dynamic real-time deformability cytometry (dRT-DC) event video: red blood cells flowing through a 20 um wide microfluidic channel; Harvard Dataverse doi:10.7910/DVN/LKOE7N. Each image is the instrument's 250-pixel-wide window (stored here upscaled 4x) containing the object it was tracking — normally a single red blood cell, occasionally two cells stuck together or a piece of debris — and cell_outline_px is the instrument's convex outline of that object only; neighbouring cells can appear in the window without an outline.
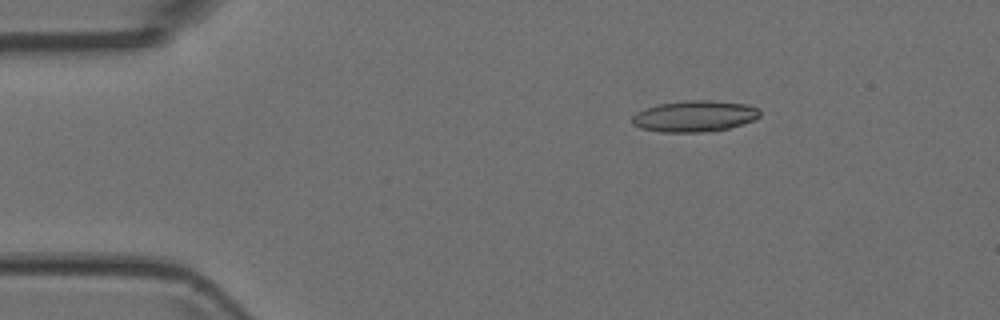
{"species": "Egyptian fruit bat (a non-hibernating species)", "species_latin": "Rousettus aegyptiacus", "temperature_condition": "room temperature", "stored_images_in_passage": 4, "camera_frame_rate_fps": 3000, "um_per_image_px": 0.085, "animal": {"sex": "female"}, "frame": {"image": 1, "passage_image": 2, "time_ms": 0.333, "image_size_px": [1000, 320], "cell_outline_px": [[760, 116], [752, 120], [728, 128], [700, 132], [660, 132], [640, 128], [632, 124], [632, 116], [636, 112], [644, 108], [660, 104], [688, 100], [708, 100], [744, 104], [760, 108]], "centroid_in_image_um": [58.99, 9.87], "position_along_channel_um": 26.0, "area_um2": 23.06}}
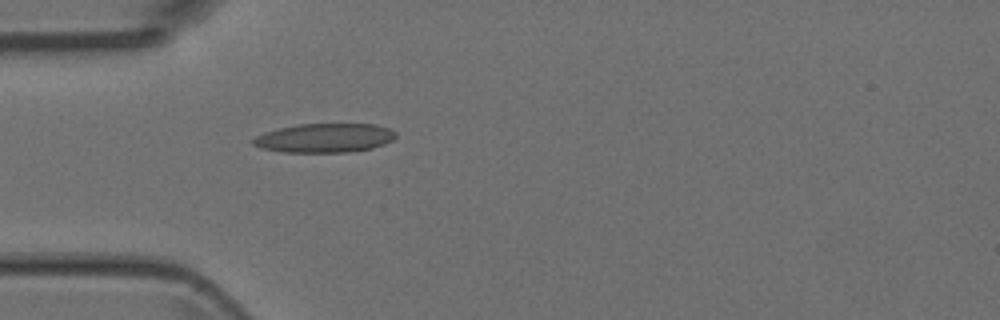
{"frame": {"image": 2, "passage_image": 4, "time_ms": 1.0, "image_size_px": [1000, 320], "cell_outline_px": [[396, 136], [392, 140], [384, 144], [372, 148], [348, 152], [284, 152], [260, 148], [252, 144], [252, 140], [256, 136], [264, 132], [296, 124], [376, 124], [392, 128], [396, 132]], "centroid_in_image_um": [27.61, 11.72], "position_along_channel_um": 57.4, "area_um2": 24.28}}